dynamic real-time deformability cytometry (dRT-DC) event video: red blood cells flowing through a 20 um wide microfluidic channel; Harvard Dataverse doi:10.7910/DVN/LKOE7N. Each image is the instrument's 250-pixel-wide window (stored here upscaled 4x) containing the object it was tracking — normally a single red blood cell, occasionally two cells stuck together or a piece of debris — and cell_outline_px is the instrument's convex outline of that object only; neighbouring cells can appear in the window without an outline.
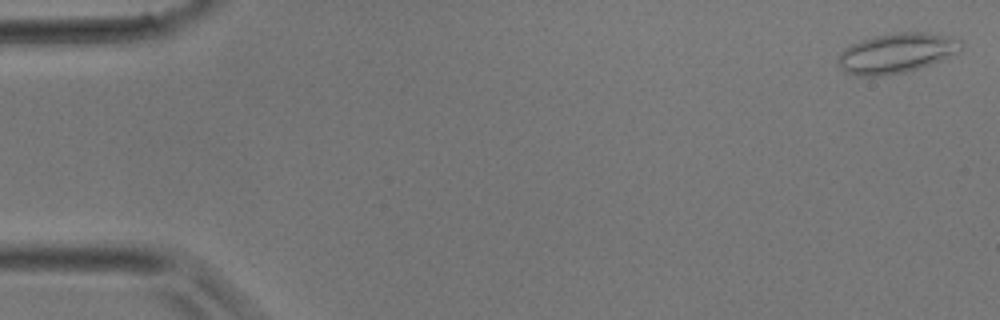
{"species": "common noctule bat (a hibernating species)", "species_latin": "Nyctalus noctula", "temperature_condition": "room temperature", "stored_images_in_passage": 39, "camera_frame_rate_fps": 3000, "um_per_image_px": 0.085, "animal": {"sex": "male", "body_mass_g": 17.9}, "frame": {"image": 1, "passage_image": 1, "time_ms": 0.0, "image_size_px": [1000, 320], "cell_outline_px": [[964, 44], [956, 52], [940, 60], [904, 72], [880, 76], [856, 76], [844, 72], [840, 68], [836, 60], [836, 56], [844, 48], [860, 40], [872, 36], [896, 32], [924, 32], [948, 36], [960, 40]], "centroid_in_image_um": [76.11, 4.51], "position_along_channel_um": 8.9, "area_um2": 28.55}}
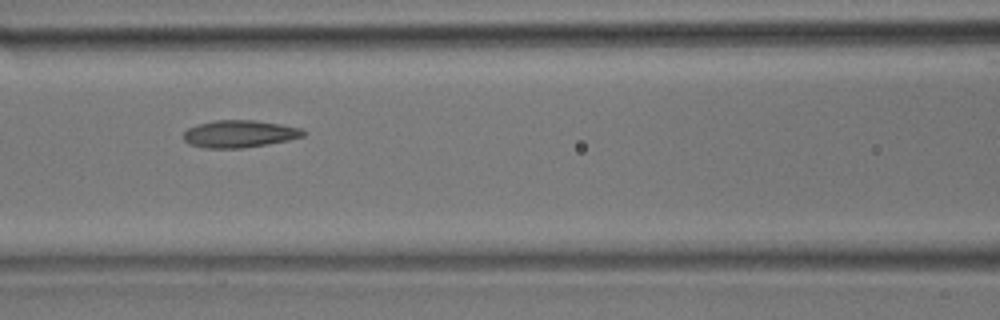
{"frame": {"image": 2, "passage_image": 17, "time_ms": 5.333, "image_size_px": [1000, 320], "cell_outline_px": [[308, 132], [304, 136], [288, 140], [268, 144], [240, 148], [204, 148], [188, 144], [184, 140], [184, 132], [188, 128], [196, 124], [216, 120], [256, 120], [280, 124], [300, 128]], "centroid_in_image_um": [20.35, 11.37], "position_along_channel_um": 146.3, "area_um2": 19.13}}
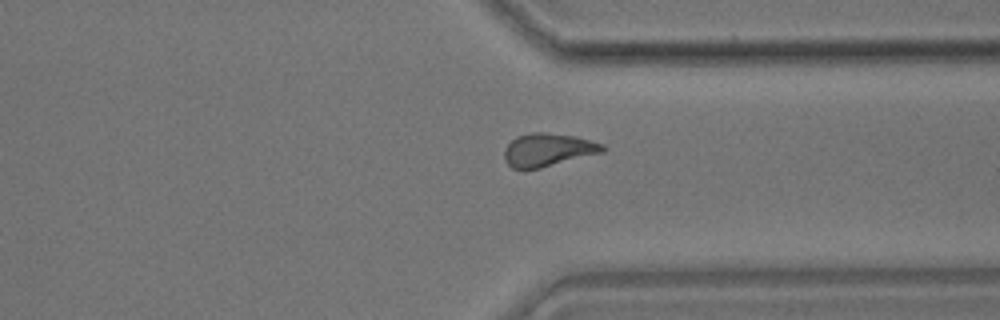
{"frame": {"image": 3, "passage_image": 30, "time_ms": 9.667, "image_size_px": [1000, 320], "cell_outline_px": [[608, 148], [604, 152], [540, 168], [512, 168], [504, 160], [504, 148], [516, 136], [532, 132], [544, 132], [576, 136], [604, 144]], "centroid_in_image_um": [46.6, 12.72], "position_along_channel_um": 364.8, "area_um2": 19.02}}